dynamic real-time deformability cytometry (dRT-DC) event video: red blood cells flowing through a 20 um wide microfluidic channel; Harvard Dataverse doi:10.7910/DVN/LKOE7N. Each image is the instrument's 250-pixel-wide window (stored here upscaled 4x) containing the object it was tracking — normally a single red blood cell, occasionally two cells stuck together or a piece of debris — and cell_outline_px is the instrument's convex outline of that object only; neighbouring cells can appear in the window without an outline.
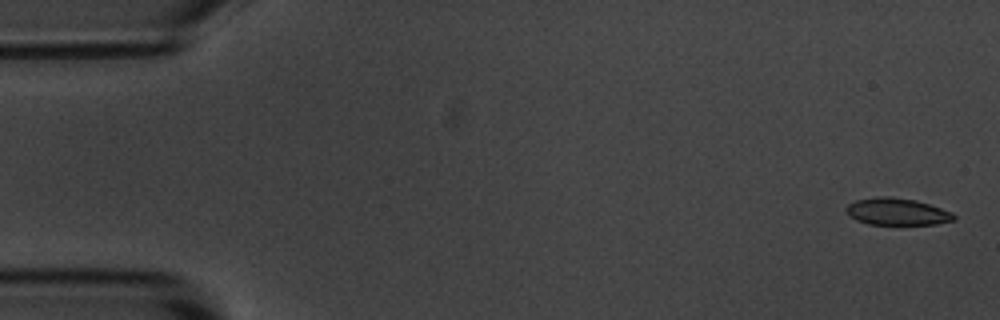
{"species": "common noctule bat (a hibernating species)", "species_latin": "Nyctalus noctula", "temperature_condition": "room temperature", "stored_images_in_passage": 5, "camera_frame_rate_fps": 3000, "um_per_image_px": 0.085, "animal": {"sex": "male", "body_mass_g": 20.1, "forearm_length_mm": 53.5}, "frame": {"image": 1, "passage_image": 1, "time_ms": 0.0, "image_size_px": [1000, 320], "cell_outline_px": [[956, 220], [936, 224], [868, 224], [856, 220], [844, 208], [848, 204], [856, 200], [876, 196], [892, 196], [916, 200], [952, 212], [956, 216]], "centroid_in_image_um": [76.26, 17.98], "position_along_channel_um": 8.7, "area_um2": 16.94}}
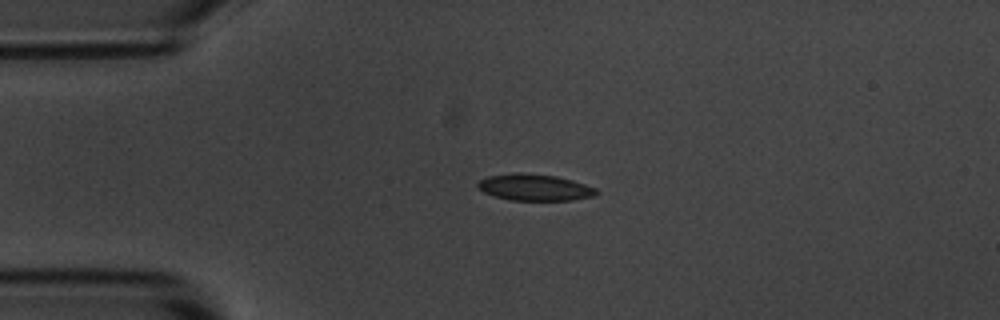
{"frame": {"image": 2, "passage_image": 4, "time_ms": 3.667, "image_size_px": [1000, 320], "cell_outline_px": [[600, 192], [596, 196], [572, 200], [512, 200], [496, 196], [484, 192], [476, 188], [476, 184], [480, 180], [488, 176], [516, 172], [520, 172], [556, 176], [572, 180], [596, 188]], "centroid_in_image_um": [45.46, 15.92], "position_along_channel_um": 39.5, "area_um2": 18.38}}